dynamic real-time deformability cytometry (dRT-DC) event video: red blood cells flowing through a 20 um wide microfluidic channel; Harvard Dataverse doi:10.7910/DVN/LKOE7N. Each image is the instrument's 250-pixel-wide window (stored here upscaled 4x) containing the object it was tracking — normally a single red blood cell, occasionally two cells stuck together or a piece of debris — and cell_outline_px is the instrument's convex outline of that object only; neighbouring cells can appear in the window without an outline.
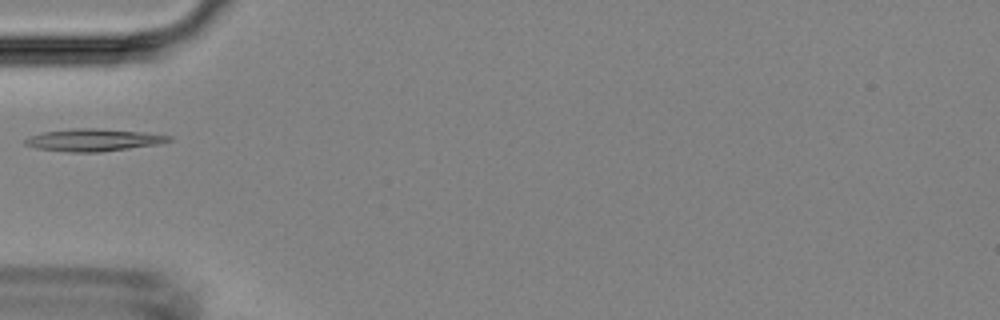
{"species": "Egyptian fruit bat (a non-hibernating species)", "species_latin": "Rousettus aegyptiacus", "temperature_condition": "room temperature", "stored_images_in_passage": 5, "camera_frame_rate_fps": 3000, "um_per_image_px": 0.085, "animal": {"sex": "female"}, "frame": {"image": 1, "passage_image": 4, "time_ms": 4.333, "image_size_px": [1000, 320], "cell_outline_px": [[172, 140], [160, 144], [100, 152], [68, 152], [36, 148], [24, 144], [24, 140], [28, 136], [44, 132], [72, 128], [96, 128], [140, 132], [172, 136]], "centroid_in_image_um": [7.92, 11.9], "position_along_channel_um": 77.1, "area_um2": 18.67}}